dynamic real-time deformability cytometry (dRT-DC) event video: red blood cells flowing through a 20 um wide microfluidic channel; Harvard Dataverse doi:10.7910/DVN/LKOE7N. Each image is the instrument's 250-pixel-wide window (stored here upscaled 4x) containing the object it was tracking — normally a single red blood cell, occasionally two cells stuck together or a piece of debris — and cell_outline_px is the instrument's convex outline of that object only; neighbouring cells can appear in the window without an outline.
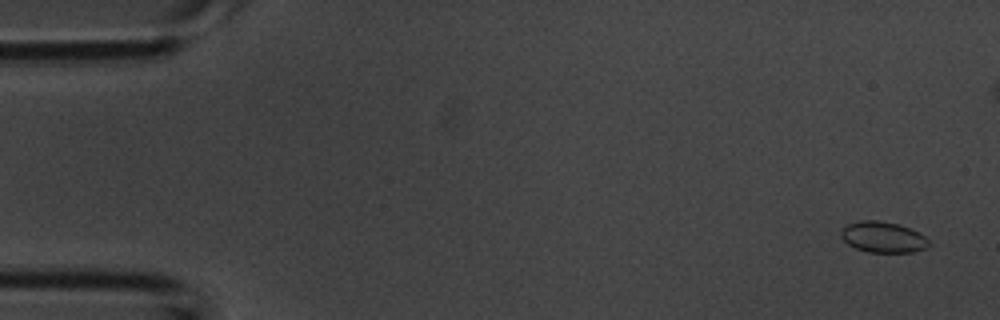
{"species": "common noctule bat (a hibernating species)", "species_latin": "Nyctalus noctula", "temperature_condition": "room temperature", "stored_images_in_passage": 44, "camera_frame_rate_fps": 3000, "um_per_image_px": 0.085, "animal": {"sex": "male", "body_mass_g": 20.1, "forearm_length_mm": 53.5}, "frame": {"image": 1, "passage_image": 2, "time_ms": 0.333, "image_size_px": [1000, 320], "cell_outline_px": [[932, 244], [924, 248], [912, 252], [868, 252], [856, 248], [848, 244], [840, 236], [840, 232], [848, 224], [860, 220], [876, 220], [896, 224], [908, 228], [924, 236]], "centroid_in_image_um": [75.03, 20.16], "position_along_channel_um": 10.0, "area_um2": 15.55}}
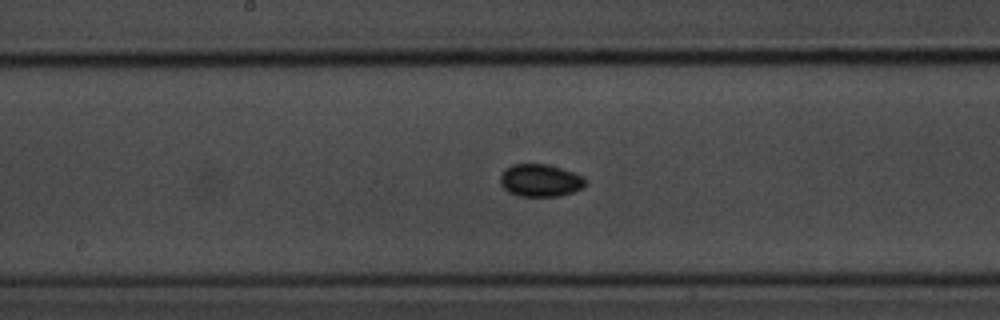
{"frame": {"image": 2, "passage_image": 22, "time_ms": 7.0, "image_size_px": [1000, 320], "cell_outline_px": [[588, 184], [584, 188], [560, 196], [516, 196], [508, 192], [500, 184], [500, 176], [512, 164], [548, 164], [584, 176], [588, 180]], "centroid_in_image_um": [45.97, 15.35], "position_along_channel_um": 202.2, "area_um2": 16.3}}
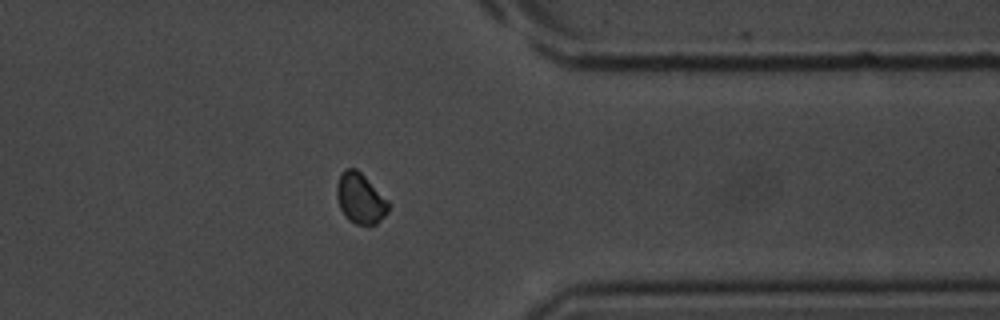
{"frame": {"image": 3, "passage_image": 34, "time_ms": 11.0, "image_size_px": [1000, 320], "cell_outline_px": [[388, 212], [376, 224], [356, 224], [348, 220], [344, 216], [340, 208], [336, 196], [336, 184], [340, 172], [344, 168], [356, 168], [388, 200]], "centroid_in_image_um": [30.58, 16.85], "position_along_channel_um": 380.8, "area_um2": 15.2}}